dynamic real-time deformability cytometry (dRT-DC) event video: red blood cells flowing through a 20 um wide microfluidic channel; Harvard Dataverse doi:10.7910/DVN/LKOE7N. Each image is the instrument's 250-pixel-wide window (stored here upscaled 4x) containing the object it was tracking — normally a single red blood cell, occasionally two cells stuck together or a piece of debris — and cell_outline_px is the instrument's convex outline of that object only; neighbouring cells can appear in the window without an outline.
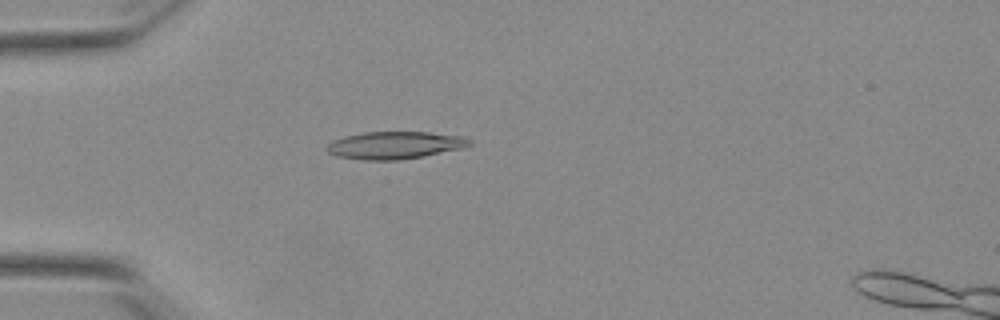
{"species": "Egyptian fruit bat (a non-hibernating species)", "species_latin": "Rousettus aegyptiacus", "temperature_condition": "warm", "stored_images_in_passage": 51, "camera_frame_rate_fps": 3000, "um_per_image_px": 0.085, "animal": {"sex": "female"}, "frame": {"image": 1, "passage_image": 13, "time_ms": 4.0, "image_size_px": [1000, 320], "cell_outline_px": [[472, 144], [464, 148], [424, 156], [396, 160], [364, 160], [336, 156], [328, 152], [328, 144], [332, 140], [344, 136], [364, 132], [428, 132], [464, 136], [472, 140]], "centroid_in_image_um": [33.6, 12.34], "position_along_channel_um": 51.4, "area_um2": 22.89}}
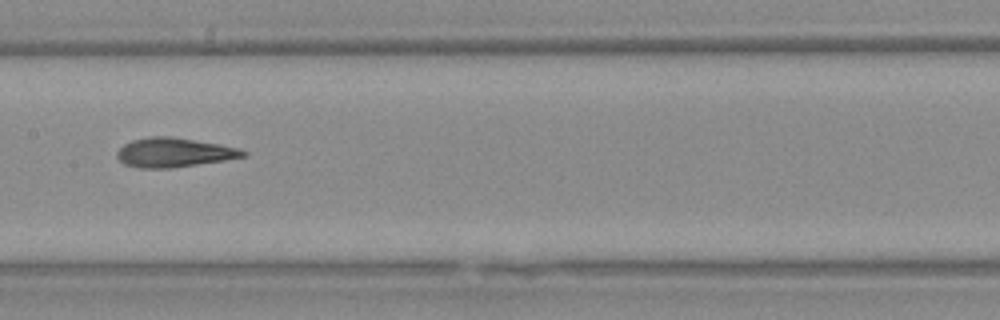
{"frame": {"image": 2, "passage_image": 25, "time_ms": 8.0, "image_size_px": [1000, 320], "cell_outline_px": [[248, 156], [224, 160], [172, 168], [140, 168], [124, 164], [116, 156], [116, 152], [124, 144], [132, 140], [148, 136], [168, 136], [220, 144], [240, 148], [248, 152]], "centroid_in_image_um": [14.8, 12.96], "position_along_channel_um": 192.6, "area_um2": 21.56}}
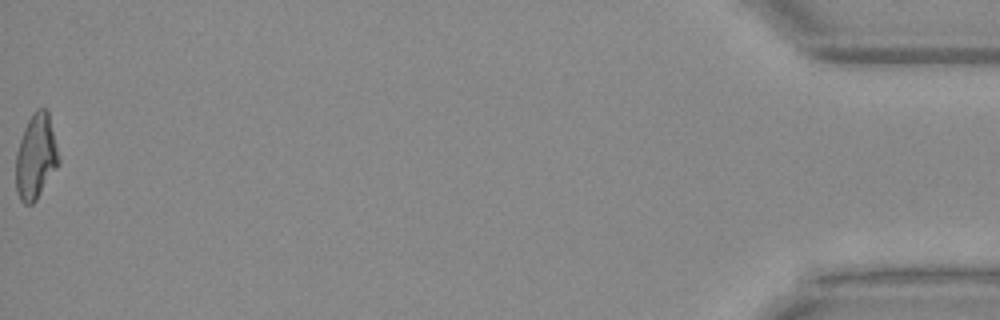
{"frame": {"image": 3, "passage_image": 51, "time_ms": 16.667, "image_size_px": [1000, 320], "cell_outline_px": [[60, 164], [36, 200], [32, 204], [24, 204], [20, 200], [16, 192], [16, 152], [24, 128], [32, 112], [36, 108], [44, 108], [48, 112], [60, 160]], "centroid_in_image_um": [3.05, 13.33], "position_along_channel_um": 432.2, "area_um2": 21.27}, "authors_computed_cell_mechanics": {"area_um2": 21.4438, "velocity_mm_per_s": 3.8729, "shape_relaxation_time_tau1_ms": null, "shape_relaxation_time_tau2_ms": 1.9479, "deformation_change_tau1": null, "deformation_change_tau2": 0.1039}}